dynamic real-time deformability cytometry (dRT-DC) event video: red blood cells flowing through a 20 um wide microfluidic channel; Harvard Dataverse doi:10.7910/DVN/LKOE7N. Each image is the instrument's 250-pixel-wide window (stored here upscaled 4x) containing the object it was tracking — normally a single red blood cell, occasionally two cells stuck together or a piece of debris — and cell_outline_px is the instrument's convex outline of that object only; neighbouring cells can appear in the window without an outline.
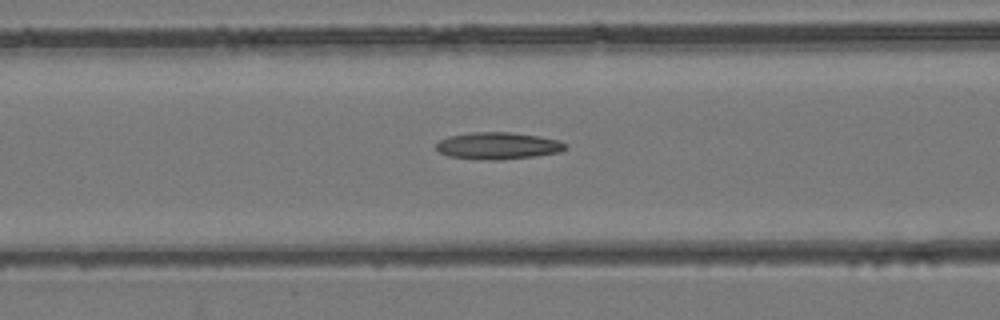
{"species": "common noctule bat (a hibernating species)", "species_latin": "Nyctalus noctula", "temperature_condition": "room temperature", "stored_images_in_passage": 31, "camera_frame_rate_fps": 3000, "um_per_image_px": 0.085, "animal": {"sex": "female", "body_mass_g": 24.6, "forearm_length_mm": 56.2}, "frame": {"image": 1, "passage_image": 5, "time_ms": 1.333, "image_size_px": [1000, 320], "cell_outline_px": [[568, 148], [560, 152], [536, 156], [500, 160], [484, 160], [448, 156], [440, 152], [436, 148], [436, 144], [440, 140], [448, 136], [468, 132], [512, 132], [536, 136], [556, 140], [564, 144]], "centroid_in_image_um": [42.29, 12.39], "position_along_channel_um": 124.3, "area_um2": 20.29}}
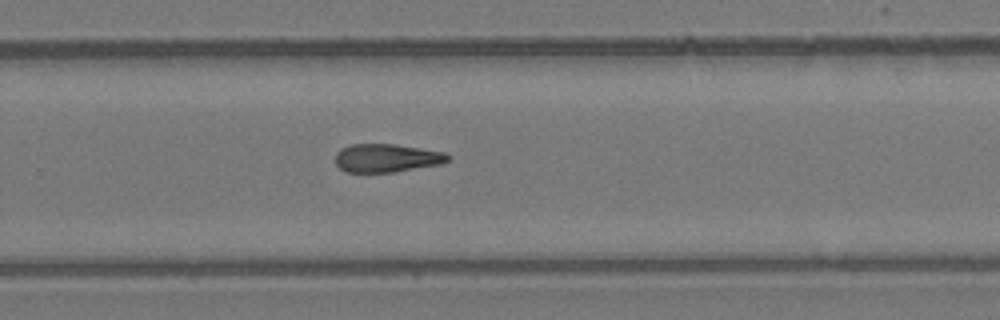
{"frame": {"image": 2, "passage_image": 16, "time_ms": 5.0, "image_size_px": [1000, 320], "cell_outline_px": [[452, 156], [448, 160], [440, 164], [392, 172], [344, 172], [336, 164], [336, 152], [340, 148], [348, 144], [396, 144], [448, 152]], "centroid_in_image_um": [32.87, 13.41], "position_along_channel_um": 296.9, "area_um2": 18.79}}
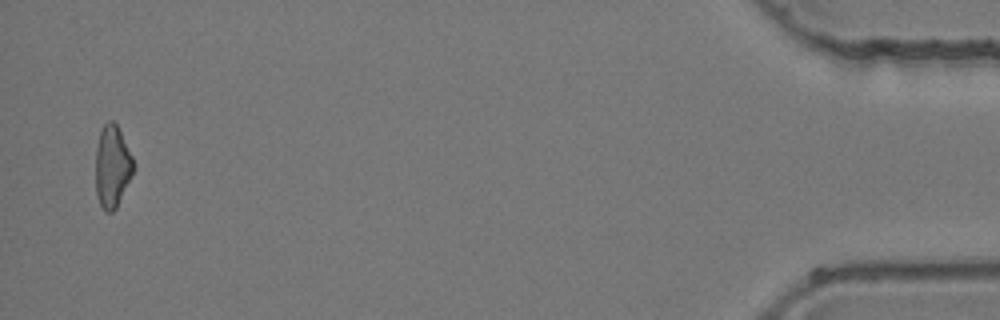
{"frame": {"image": 3, "passage_image": 30, "time_ms": 9.667, "image_size_px": [1000, 320], "cell_outline_px": [[132, 172], [116, 208], [112, 212], [104, 212], [96, 196], [96, 148], [100, 128], [108, 120], [112, 120], [116, 124], [132, 156]], "centroid_in_image_um": [9.49, 14.14], "position_along_channel_um": 425.7, "area_um2": 17.74}}